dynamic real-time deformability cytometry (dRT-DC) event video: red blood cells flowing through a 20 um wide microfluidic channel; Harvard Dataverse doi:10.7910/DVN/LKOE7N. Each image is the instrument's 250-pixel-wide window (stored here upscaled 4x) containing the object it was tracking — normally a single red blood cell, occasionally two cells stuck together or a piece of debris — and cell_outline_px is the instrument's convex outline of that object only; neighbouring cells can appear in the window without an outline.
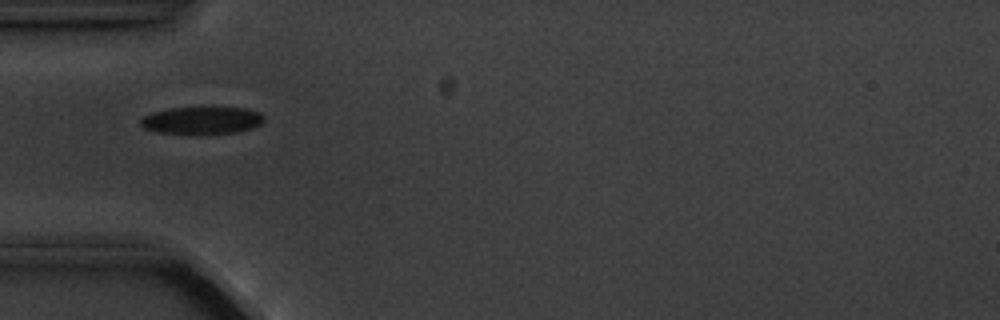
{"species": "common noctule bat (a hibernating species)", "species_latin": "Nyctalus noctula", "temperature_condition": "cold", "stored_images_in_passage": 5, "camera_frame_rate_fps": 3000, "um_per_image_px": 0.085, "animal": {"sex": "male", "body_mass_g": 20.1, "forearm_length_mm": 53.5}, "frame": {"image": 1, "passage_image": 4, "time_ms": 3.667, "image_size_px": [1000, 320], "cell_outline_px": [[264, 120], [260, 124], [252, 128], [236, 132], [156, 132], [144, 128], [140, 124], [140, 120], [144, 116], [152, 112], [172, 108], [244, 108], [260, 112], [264, 116]], "centroid_in_image_um": [17.17, 10.21], "position_along_channel_um": 67.8, "area_um2": 18.96}}